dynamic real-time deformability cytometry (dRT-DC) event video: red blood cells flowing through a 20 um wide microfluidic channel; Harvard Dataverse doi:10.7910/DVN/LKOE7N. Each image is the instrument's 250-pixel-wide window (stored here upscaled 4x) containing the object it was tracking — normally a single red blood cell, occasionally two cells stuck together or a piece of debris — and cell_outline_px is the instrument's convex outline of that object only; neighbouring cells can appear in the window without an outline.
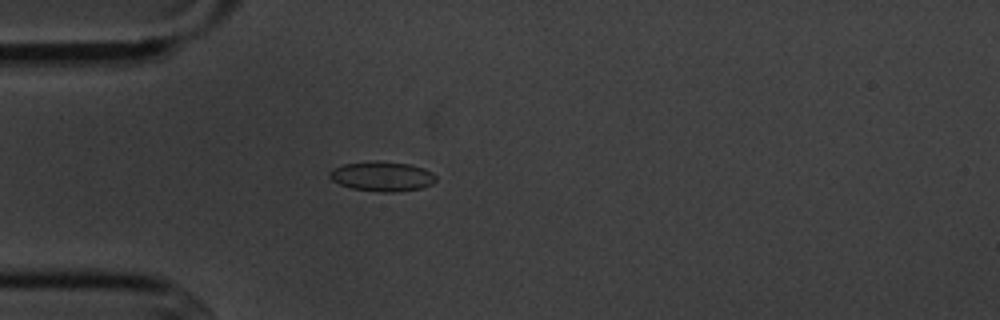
{"species": "common noctule bat (a hibernating species)", "species_latin": "Nyctalus noctula", "temperature_condition": "cold", "stored_images_in_passage": 4, "camera_frame_rate_fps": 3000, "um_per_image_px": 0.085, "animal": {"sex": "male", "body_mass_g": 20.1, "forearm_length_mm": 53.5}, "frame": {"image": 1, "passage_image": 4, "time_ms": 3.667, "image_size_px": [1000, 320], "cell_outline_px": [[436, 180], [432, 184], [420, 188], [392, 192], [380, 192], [352, 188], [340, 184], [332, 180], [328, 176], [328, 172], [344, 164], [376, 160], [408, 164], [424, 168], [432, 172], [436, 176]], "centroid_in_image_um": [32.48, 14.98], "position_along_channel_um": 52.5, "area_um2": 18.32}}